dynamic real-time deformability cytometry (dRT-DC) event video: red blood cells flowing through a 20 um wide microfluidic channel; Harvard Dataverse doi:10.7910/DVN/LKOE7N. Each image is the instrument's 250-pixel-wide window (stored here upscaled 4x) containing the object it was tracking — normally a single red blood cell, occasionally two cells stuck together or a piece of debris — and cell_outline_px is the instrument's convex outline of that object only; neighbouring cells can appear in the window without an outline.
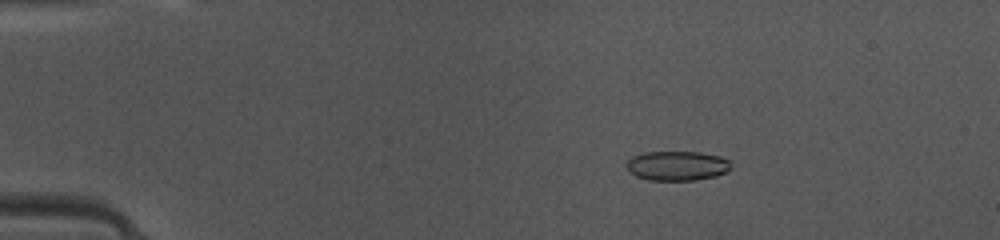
{"species": "common noctule bat (a hibernating species)", "species_latin": "Nyctalus noctula", "temperature_condition": "warm", "stored_images_in_passage": 49, "camera_frame_rate_fps": 3000, "um_per_image_px": 0.085, "animal": {"sex": "female", "body_mass_g": 10.0, "forearm_length_mm": 53.1}, "frame": {"image": 1, "passage_image": 9, "time_ms": 2.667, "image_size_px": [1000, 240], "cell_outline_px": [[728, 168], [724, 172], [716, 176], [696, 180], [648, 180], [636, 176], [628, 172], [624, 164], [632, 156], [644, 152], [700, 152], [720, 156], [728, 160]], "centroid_in_image_um": [57.47, 14.09], "position_along_channel_um": 27.5, "area_um2": 17.98}}
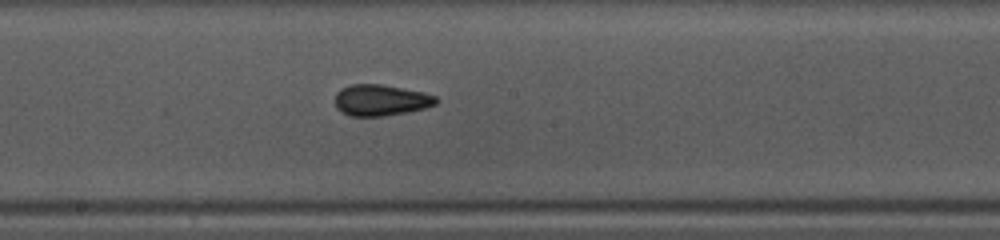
{"frame": {"image": 2, "passage_image": 27, "time_ms": 8.667, "image_size_px": [1000, 240], "cell_outline_px": [[440, 100], [436, 104], [424, 108], [408, 112], [384, 116], [348, 116], [336, 108], [336, 92], [340, 88], [352, 84], [380, 84], [424, 92], [436, 96]], "centroid_in_image_um": [32.37, 8.51], "position_along_channel_um": 215.8, "area_um2": 18.5}}
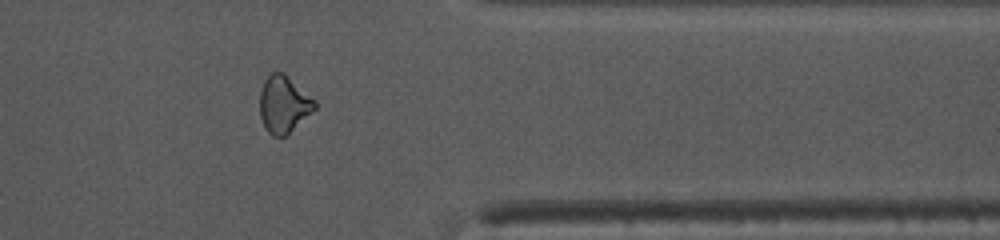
{"frame": {"image": 3, "passage_image": 40, "time_ms": 13.0, "image_size_px": [1000, 240], "cell_outline_px": [[316, 108], [312, 112], [284, 136], [272, 136], [268, 132], [260, 116], [260, 92], [264, 80], [272, 72], [284, 72], [316, 100]], "centroid_in_image_um": [24.12, 8.83], "position_along_channel_um": 387.3, "area_um2": 18.09}, "authors_computed_cell_mechanics": {"area_um2": 18.207, "velocity_mm_per_s": 4.1613, "shape_relaxation_time_tau1_ms": null, "shape_relaxation_time_tau2_ms": 1.858, "deformation_change_tau1": null, "deformation_change_tau2": 0.0744}}